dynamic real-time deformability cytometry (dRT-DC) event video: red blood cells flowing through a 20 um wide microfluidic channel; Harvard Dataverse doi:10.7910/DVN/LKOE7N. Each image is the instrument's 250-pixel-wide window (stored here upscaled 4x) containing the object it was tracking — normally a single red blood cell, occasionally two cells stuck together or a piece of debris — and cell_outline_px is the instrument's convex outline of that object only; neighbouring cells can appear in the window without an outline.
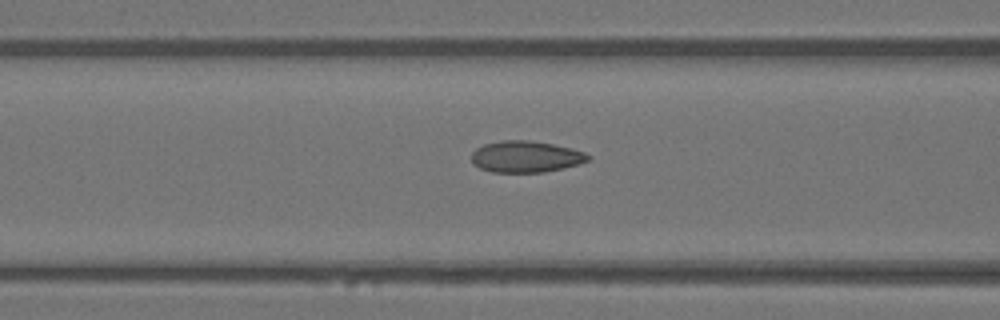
{"species": "Egyptian fruit bat (a non-hibernating species)", "species_latin": "Rousettus aegyptiacus", "temperature_condition": "warm", "stored_images_in_passage": 16, "camera_frame_rate_fps": 3000, "um_per_image_px": 0.085, "animal": {"sex": "female"}, "frame": {"image": 1, "passage_image": 14, "time_ms": 4.333, "image_size_px": [1000, 320], "cell_outline_px": [[592, 156], [588, 160], [580, 164], [564, 168], [544, 172], [492, 172], [480, 168], [472, 164], [472, 152], [476, 148], [484, 144], [500, 140], [528, 140], [552, 144], [572, 148], [584, 152]], "centroid_in_image_um": [44.69, 13.31], "position_along_channel_um": 121.9, "area_um2": 21.5}}